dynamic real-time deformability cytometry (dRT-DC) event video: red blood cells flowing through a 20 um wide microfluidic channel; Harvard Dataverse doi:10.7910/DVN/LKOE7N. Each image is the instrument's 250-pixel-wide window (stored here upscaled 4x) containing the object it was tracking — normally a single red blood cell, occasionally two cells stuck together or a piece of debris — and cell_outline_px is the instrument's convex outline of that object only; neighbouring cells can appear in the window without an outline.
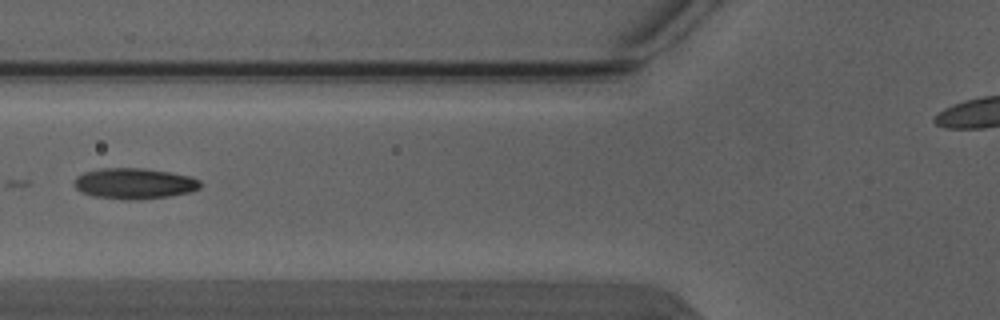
{"species": "Egyptian fruit bat (a non-hibernating species)", "species_latin": "Rousettus aegyptiacus", "temperature_condition": "warm", "stored_images_in_passage": 4, "camera_frame_rate_fps": 3000, "um_per_image_px": 0.085, "animal": {"sex": "male"}, "frame": {"image": 1, "passage_image": 3, "time_ms": 0.667, "image_size_px": [1000, 320], "cell_outline_px": [[204, 184], [200, 188], [188, 192], [168, 196], [140, 200], [124, 200], [92, 196], [80, 192], [76, 188], [76, 176], [84, 172], [100, 168], [144, 168], [168, 172], [188, 176], [200, 180]], "centroid_in_image_um": [11.41, 15.6], "position_along_channel_um": 114.4, "area_um2": 22.72}}